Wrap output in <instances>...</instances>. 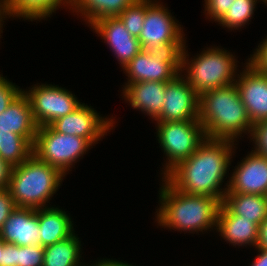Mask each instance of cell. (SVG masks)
I'll return each mask as SVG.
<instances>
[{
  "instance_id": "2e32d148",
  "label": "cell",
  "mask_w": 267,
  "mask_h": 266,
  "mask_svg": "<svg viewBox=\"0 0 267 266\" xmlns=\"http://www.w3.org/2000/svg\"><path fill=\"white\" fill-rule=\"evenodd\" d=\"M37 209L16 207L0 230L5 243L18 246L40 245Z\"/></svg>"
},
{
  "instance_id": "6da1fadb",
  "label": "cell",
  "mask_w": 267,
  "mask_h": 266,
  "mask_svg": "<svg viewBox=\"0 0 267 266\" xmlns=\"http://www.w3.org/2000/svg\"><path fill=\"white\" fill-rule=\"evenodd\" d=\"M233 140L206 138L187 159L180 161L165 176L177 190L215 197L223 202L228 188H220L232 158Z\"/></svg>"
},
{
  "instance_id": "1f68e13d",
  "label": "cell",
  "mask_w": 267,
  "mask_h": 266,
  "mask_svg": "<svg viewBox=\"0 0 267 266\" xmlns=\"http://www.w3.org/2000/svg\"><path fill=\"white\" fill-rule=\"evenodd\" d=\"M15 208L10 192L7 189L0 190V230Z\"/></svg>"
},
{
  "instance_id": "8992f818",
  "label": "cell",
  "mask_w": 267,
  "mask_h": 266,
  "mask_svg": "<svg viewBox=\"0 0 267 266\" xmlns=\"http://www.w3.org/2000/svg\"><path fill=\"white\" fill-rule=\"evenodd\" d=\"M92 144L85 138L54 131L49 125L38 127L33 153L64 175L73 163L90 149Z\"/></svg>"
},
{
  "instance_id": "d6a6232c",
  "label": "cell",
  "mask_w": 267,
  "mask_h": 266,
  "mask_svg": "<svg viewBox=\"0 0 267 266\" xmlns=\"http://www.w3.org/2000/svg\"><path fill=\"white\" fill-rule=\"evenodd\" d=\"M267 37V36H266ZM259 44L249 62L259 71L267 74V38Z\"/></svg>"
},
{
  "instance_id": "f35d334b",
  "label": "cell",
  "mask_w": 267,
  "mask_h": 266,
  "mask_svg": "<svg viewBox=\"0 0 267 266\" xmlns=\"http://www.w3.org/2000/svg\"><path fill=\"white\" fill-rule=\"evenodd\" d=\"M9 16V9H8V3L7 0H0V32L2 33V21L3 18H7L6 16ZM5 16V17H4ZM1 36V35H0Z\"/></svg>"
},
{
  "instance_id": "44dd1931",
  "label": "cell",
  "mask_w": 267,
  "mask_h": 266,
  "mask_svg": "<svg viewBox=\"0 0 267 266\" xmlns=\"http://www.w3.org/2000/svg\"><path fill=\"white\" fill-rule=\"evenodd\" d=\"M234 215L246 218L258 226L267 218L265 195L226 193L222 202Z\"/></svg>"
},
{
  "instance_id": "836d02e7",
  "label": "cell",
  "mask_w": 267,
  "mask_h": 266,
  "mask_svg": "<svg viewBox=\"0 0 267 266\" xmlns=\"http://www.w3.org/2000/svg\"><path fill=\"white\" fill-rule=\"evenodd\" d=\"M1 266H16V245L3 241Z\"/></svg>"
},
{
  "instance_id": "f546056e",
  "label": "cell",
  "mask_w": 267,
  "mask_h": 266,
  "mask_svg": "<svg viewBox=\"0 0 267 266\" xmlns=\"http://www.w3.org/2000/svg\"><path fill=\"white\" fill-rule=\"evenodd\" d=\"M15 84L0 74V113L6 110L13 100L22 92Z\"/></svg>"
},
{
  "instance_id": "ffe728a7",
  "label": "cell",
  "mask_w": 267,
  "mask_h": 266,
  "mask_svg": "<svg viewBox=\"0 0 267 266\" xmlns=\"http://www.w3.org/2000/svg\"><path fill=\"white\" fill-rule=\"evenodd\" d=\"M40 245L46 247L67 239L74 232L73 221L65 211L54 207L37 209Z\"/></svg>"
},
{
  "instance_id": "4316f807",
  "label": "cell",
  "mask_w": 267,
  "mask_h": 266,
  "mask_svg": "<svg viewBox=\"0 0 267 266\" xmlns=\"http://www.w3.org/2000/svg\"><path fill=\"white\" fill-rule=\"evenodd\" d=\"M146 14V0H137L126 7L117 17L134 37H139Z\"/></svg>"
},
{
  "instance_id": "ab89813d",
  "label": "cell",
  "mask_w": 267,
  "mask_h": 266,
  "mask_svg": "<svg viewBox=\"0 0 267 266\" xmlns=\"http://www.w3.org/2000/svg\"><path fill=\"white\" fill-rule=\"evenodd\" d=\"M3 240L0 238V261H2V257H3ZM0 266H1V262H0Z\"/></svg>"
},
{
  "instance_id": "8fae6325",
  "label": "cell",
  "mask_w": 267,
  "mask_h": 266,
  "mask_svg": "<svg viewBox=\"0 0 267 266\" xmlns=\"http://www.w3.org/2000/svg\"><path fill=\"white\" fill-rule=\"evenodd\" d=\"M181 74L166 83L162 111L155 121L198 120L199 95Z\"/></svg>"
},
{
  "instance_id": "9c48e42d",
  "label": "cell",
  "mask_w": 267,
  "mask_h": 266,
  "mask_svg": "<svg viewBox=\"0 0 267 266\" xmlns=\"http://www.w3.org/2000/svg\"><path fill=\"white\" fill-rule=\"evenodd\" d=\"M182 50H141L124 68L126 85L140 81L168 82L181 72Z\"/></svg>"
},
{
  "instance_id": "d6986e66",
  "label": "cell",
  "mask_w": 267,
  "mask_h": 266,
  "mask_svg": "<svg viewBox=\"0 0 267 266\" xmlns=\"http://www.w3.org/2000/svg\"><path fill=\"white\" fill-rule=\"evenodd\" d=\"M37 128L29 99L22 91L9 107L0 113V129L23 136L33 145Z\"/></svg>"
},
{
  "instance_id": "ba28073f",
  "label": "cell",
  "mask_w": 267,
  "mask_h": 266,
  "mask_svg": "<svg viewBox=\"0 0 267 266\" xmlns=\"http://www.w3.org/2000/svg\"><path fill=\"white\" fill-rule=\"evenodd\" d=\"M138 37L142 50H183L186 43L181 25L158 1L146 0V14Z\"/></svg>"
},
{
  "instance_id": "9a60e30c",
  "label": "cell",
  "mask_w": 267,
  "mask_h": 266,
  "mask_svg": "<svg viewBox=\"0 0 267 266\" xmlns=\"http://www.w3.org/2000/svg\"><path fill=\"white\" fill-rule=\"evenodd\" d=\"M91 27L112 48L122 68L142 50L138 38L129 33L118 17L99 19Z\"/></svg>"
},
{
  "instance_id": "484cf974",
  "label": "cell",
  "mask_w": 267,
  "mask_h": 266,
  "mask_svg": "<svg viewBox=\"0 0 267 266\" xmlns=\"http://www.w3.org/2000/svg\"><path fill=\"white\" fill-rule=\"evenodd\" d=\"M257 0H235L227 13L218 21L219 24L231 29H238L252 18Z\"/></svg>"
},
{
  "instance_id": "4dcf8cb0",
  "label": "cell",
  "mask_w": 267,
  "mask_h": 266,
  "mask_svg": "<svg viewBox=\"0 0 267 266\" xmlns=\"http://www.w3.org/2000/svg\"><path fill=\"white\" fill-rule=\"evenodd\" d=\"M206 14L214 21H219L235 0H204Z\"/></svg>"
},
{
  "instance_id": "7a4b0ae2",
  "label": "cell",
  "mask_w": 267,
  "mask_h": 266,
  "mask_svg": "<svg viewBox=\"0 0 267 266\" xmlns=\"http://www.w3.org/2000/svg\"><path fill=\"white\" fill-rule=\"evenodd\" d=\"M160 189V208L157 221L160 226L189 233L206 231L217 226L222 202L203 195L187 194L175 189L164 177ZM191 231V232H190Z\"/></svg>"
},
{
  "instance_id": "52a82bcc",
  "label": "cell",
  "mask_w": 267,
  "mask_h": 266,
  "mask_svg": "<svg viewBox=\"0 0 267 266\" xmlns=\"http://www.w3.org/2000/svg\"><path fill=\"white\" fill-rule=\"evenodd\" d=\"M157 137L167 156L164 176L180 161L189 158L206 139L199 120L157 122Z\"/></svg>"
},
{
  "instance_id": "5bb4252c",
  "label": "cell",
  "mask_w": 267,
  "mask_h": 266,
  "mask_svg": "<svg viewBox=\"0 0 267 266\" xmlns=\"http://www.w3.org/2000/svg\"><path fill=\"white\" fill-rule=\"evenodd\" d=\"M229 179L227 193L266 195L267 157L251 151Z\"/></svg>"
},
{
  "instance_id": "277c9868",
  "label": "cell",
  "mask_w": 267,
  "mask_h": 266,
  "mask_svg": "<svg viewBox=\"0 0 267 266\" xmlns=\"http://www.w3.org/2000/svg\"><path fill=\"white\" fill-rule=\"evenodd\" d=\"M65 175L32 153L13 167L7 190L16 207L40 209L58 190Z\"/></svg>"
},
{
  "instance_id": "e575fe53",
  "label": "cell",
  "mask_w": 267,
  "mask_h": 266,
  "mask_svg": "<svg viewBox=\"0 0 267 266\" xmlns=\"http://www.w3.org/2000/svg\"><path fill=\"white\" fill-rule=\"evenodd\" d=\"M13 167L0 158V190L8 188Z\"/></svg>"
},
{
  "instance_id": "d590c367",
  "label": "cell",
  "mask_w": 267,
  "mask_h": 266,
  "mask_svg": "<svg viewBox=\"0 0 267 266\" xmlns=\"http://www.w3.org/2000/svg\"><path fill=\"white\" fill-rule=\"evenodd\" d=\"M256 248L267 249V218L259 225Z\"/></svg>"
},
{
  "instance_id": "d4e9b609",
  "label": "cell",
  "mask_w": 267,
  "mask_h": 266,
  "mask_svg": "<svg viewBox=\"0 0 267 266\" xmlns=\"http://www.w3.org/2000/svg\"><path fill=\"white\" fill-rule=\"evenodd\" d=\"M33 153V145L23 136L0 129V158L12 167L23 163Z\"/></svg>"
},
{
  "instance_id": "4fadbf2b",
  "label": "cell",
  "mask_w": 267,
  "mask_h": 266,
  "mask_svg": "<svg viewBox=\"0 0 267 266\" xmlns=\"http://www.w3.org/2000/svg\"><path fill=\"white\" fill-rule=\"evenodd\" d=\"M246 64V69L237 75L234 84L252 123L267 121V74L250 62Z\"/></svg>"
},
{
  "instance_id": "3957f363",
  "label": "cell",
  "mask_w": 267,
  "mask_h": 266,
  "mask_svg": "<svg viewBox=\"0 0 267 266\" xmlns=\"http://www.w3.org/2000/svg\"><path fill=\"white\" fill-rule=\"evenodd\" d=\"M198 120L210 139L236 141L243 132L251 133L253 126L235 84L201 94Z\"/></svg>"
},
{
  "instance_id": "ac0fdd59",
  "label": "cell",
  "mask_w": 267,
  "mask_h": 266,
  "mask_svg": "<svg viewBox=\"0 0 267 266\" xmlns=\"http://www.w3.org/2000/svg\"><path fill=\"white\" fill-rule=\"evenodd\" d=\"M216 229L233 246L248 244L256 247L259 226L251 220L234 215L223 203L218 212Z\"/></svg>"
},
{
  "instance_id": "5b68a950",
  "label": "cell",
  "mask_w": 267,
  "mask_h": 266,
  "mask_svg": "<svg viewBox=\"0 0 267 266\" xmlns=\"http://www.w3.org/2000/svg\"><path fill=\"white\" fill-rule=\"evenodd\" d=\"M185 49L186 46L181 52V72L187 70L185 78L199 96L204 92L235 83L237 65L235 57L230 52L218 47L208 48L188 61L189 55H186L188 53Z\"/></svg>"
},
{
  "instance_id": "74e56055",
  "label": "cell",
  "mask_w": 267,
  "mask_h": 266,
  "mask_svg": "<svg viewBox=\"0 0 267 266\" xmlns=\"http://www.w3.org/2000/svg\"><path fill=\"white\" fill-rule=\"evenodd\" d=\"M95 266H134V265H130L128 263H123V262H119V261H115V260H110V259H103L100 260L98 262H96V264H94Z\"/></svg>"
},
{
  "instance_id": "7c38bea8",
  "label": "cell",
  "mask_w": 267,
  "mask_h": 266,
  "mask_svg": "<svg viewBox=\"0 0 267 266\" xmlns=\"http://www.w3.org/2000/svg\"><path fill=\"white\" fill-rule=\"evenodd\" d=\"M113 119H104L88 105L81 104L76 110L53 121L49 126L56 132L80 136L94 145L113 129Z\"/></svg>"
},
{
  "instance_id": "7402d4cb",
  "label": "cell",
  "mask_w": 267,
  "mask_h": 266,
  "mask_svg": "<svg viewBox=\"0 0 267 266\" xmlns=\"http://www.w3.org/2000/svg\"><path fill=\"white\" fill-rule=\"evenodd\" d=\"M137 0H73L70 8L81 13L91 25L105 17H117L126 7Z\"/></svg>"
},
{
  "instance_id": "603a6c76",
  "label": "cell",
  "mask_w": 267,
  "mask_h": 266,
  "mask_svg": "<svg viewBox=\"0 0 267 266\" xmlns=\"http://www.w3.org/2000/svg\"><path fill=\"white\" fill-rule=\"evenodd\" d=\"M78 239L73 233L67 239L44 247L43 266H83L80 262L81 242Z\"/></svg>"
},
{
  "instance_id": "83f0119b",
  "label": "cell",
  "mask_w": 267,
  "mask_h": 266,
  "mask_svg": "<svg viewBox=\"0 0 267 266\" xmlns=\"http://www.w3.org/2000/svg\"><path fill=\"white\" fill-rule=\"evenodd\" d=\"M44 247L16 245V266H43Z\"/></svg>"
},
{
  "instance_id": "cb8c5ba5",
  "label": "cell",
  "mask_w": 267,
  "mask_h": 266,
  "mask_svg": "<svg viewBox=\"0 0 267 266\" xmlns=\"http://www.w3.org/2000/svg\"><path fill=\"white\" fill-rule=\"evenodd\" d=\"M73 0H7L9 15L32 20L50 17L61 5H72ZM63 3V4H62Z\"/></svg>"
},
{
  "instance_id": "f1b7e54d",
  "label": "cell",
  "mask_w": 267,
  "mask_h": 266,
  "mask_svg": "<svg viewBox=\"0 0 267 266\" xmlns=\"http://www.w3.org/2000/svg\"><path fill=\"white\" fill-rule=\"evenodd\" d=\"M250 134L256 146L252 151L267 157V121L254 123Z\"/></svg>"
},
{
  "instance_id": "e0dca14e",
  "label": "cell",
  "mask_w": 267,
  "mask_h": 266,
  "mask_svg": "<svg viewBox=\"0 0 267 266\" xmlns=\"http://www.w3.org/2000/svg\"><path fill=\"white\" fill-rule=\"evenodd\" d=\"M167 82L140 81L125 85L123 96L133 109H140L156 119L162 111Z\"/></svg>"
},
{
  "instance_id": "30bf717a",
  "label": "cell",
  "mask_w": 267,
  "mask_h": 266,
  "mask_svg": "<svg viewBox=\"0 0 267 266\" xmlns=\"http://www.w3.org/2000/svg\"><path fill=\"white\" fill-rule=\"evenodd\" d=\"M23 92L29 99L33 119L38 127L50 125L81 105L74 94L57 85H34L31 90Z\"/></svg>"
},
{
  "instance_id": "8d00e7d4",
  "label": "cell",
  "mask_w": 267,
  "mask_h": 266,
  "mask_svg": "<svg viewBox=\"0 0 267 266\" xmlns=\"http://www.w3.org/2000/svg\"><path fill=\"white\" fill-rule=\"evenodd\" d=\"M260 254L252 262L251 266H267V249L256 248Z\"/></svg>"
}]
</instances>
